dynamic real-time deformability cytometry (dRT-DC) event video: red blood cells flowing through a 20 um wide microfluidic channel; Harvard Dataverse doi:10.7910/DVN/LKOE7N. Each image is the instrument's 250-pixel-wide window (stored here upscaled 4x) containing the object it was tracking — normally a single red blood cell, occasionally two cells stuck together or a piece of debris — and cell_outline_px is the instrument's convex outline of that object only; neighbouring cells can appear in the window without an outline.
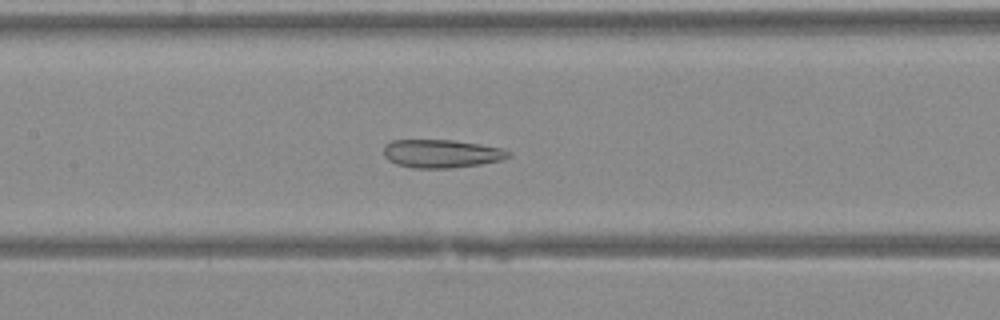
{"species": "Egyptian fruit bat (a non-hibernating species)", "species_latin": "Rousettus aegyptiacus", "temperature_condition": "warm", "stored_images_in_passage": 33, "camera_frame_rate_fps": 3000, "um_per_image_px": 0.085, "animal": {"sex": "female"}, "frame": {"image": 1, "passage_image": 18, "time_ms": 5.667, "image_size_px": [1000, 320], "cell_outline_px": [[512, 156], [504, 160], [480, 164], [452, 168], [412, 168], [396, 164], [388, 160], [384, 156], [384, 144], [392, 140], [452, 140], [480, 144], [504, 148], [512, 152]], "centroid_in_image_um": [37.56, 13.06], "position_along_channel_um": 169.8, "area_um2": 20.87}}
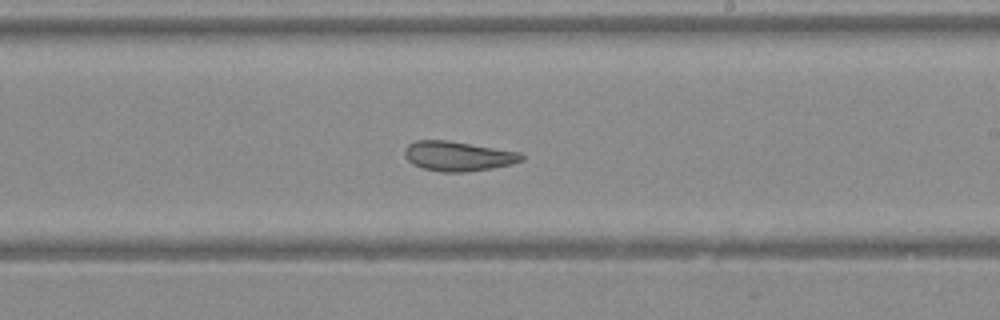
{"frame": {"image": 2, "passage_image": 23, "time_ms": 7.333, "image_size_px": [1000, 320], "cell_outline_px": [[524, 160], [512, 164], [492, 168], [464, 172], [440, 172], [424, 168], [412, 164], [404, 156], [404, 148], [408, 144], [416, 140], [448, 140], [520, 152], [524, 156]], "centroid_in_image_um": [38.92, 13.27], "position_along_channel_um": 250.1, "area_um2": 20.35}}
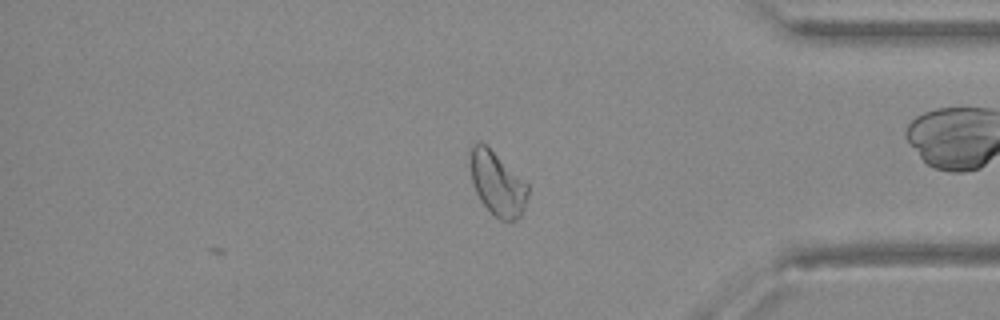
{"frame": {"image": 3, "passage_image": 33, "time_ms": 10.667, "image_size_px": [1000, 320], "cell_outline_px": [[528, 196], [524, 208], [520, 216], [516, 220], [500, 220], [480, 200], [476, 192], [472, 180], [472, 144], [476, 140], [480, 140], [528, 184]], "centroid_in_image_um": [42.3, 15.62], "position_along_channel_um": 392.9, "area_um2": 20.75}}